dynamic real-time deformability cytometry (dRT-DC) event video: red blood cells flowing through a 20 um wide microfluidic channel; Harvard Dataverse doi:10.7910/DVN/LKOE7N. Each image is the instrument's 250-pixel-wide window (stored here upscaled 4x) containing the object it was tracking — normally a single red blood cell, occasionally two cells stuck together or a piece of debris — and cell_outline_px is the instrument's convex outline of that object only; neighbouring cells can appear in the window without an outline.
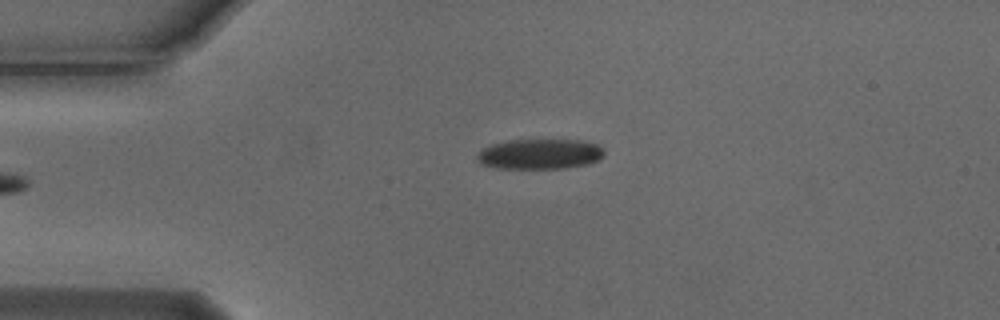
{"species": "Egyptian fruit bat (a non-hibernating species)", "species_latin": "Rousettus aegyptiacus", "temperature_condition": "cold", "stored_images_in_passage": 5, "camera_frame_rate_fps": 3000, "um_per_image_px": 0.085, "animal": {"sex": "male"}, "frame": {"image": 1, "passage_image": 5, "time_ms": 1.333, "image_size_px": [1000, 320], "cell_outline_px": [[604, 156], [600, 160], [588, 164], [564, 168], [496, 168], [480, 164], [476, 160], [476, 156], [484, 148], [492, 144], [508, 140], [584, 140], [596, 144], [604, 152]], "centroid_in_image_um": [45.89, 13.09], "position_along_channel_um": 39.1, "area_um2": 22.43}}